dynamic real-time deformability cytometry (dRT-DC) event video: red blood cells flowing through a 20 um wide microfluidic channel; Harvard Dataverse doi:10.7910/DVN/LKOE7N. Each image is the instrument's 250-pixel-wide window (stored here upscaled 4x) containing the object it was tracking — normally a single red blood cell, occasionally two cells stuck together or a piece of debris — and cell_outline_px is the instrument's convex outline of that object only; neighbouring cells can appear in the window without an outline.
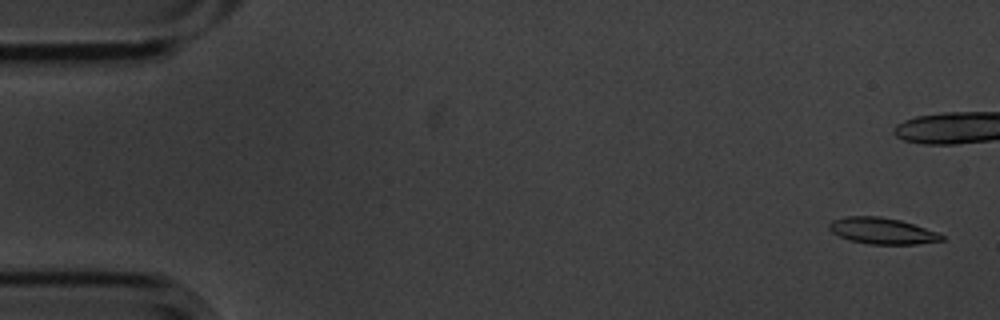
{"species": "common noctule bat (a hibernating species)", "species_latin": "Nyctalus noctula", "temperature_condition": "cold", "stored_images_in_passage": 6, "camera_frame_rate_fps": 3000, "um_per_image_px": 0.085, "animal": {"sex": "male", "body_mass_g": 20.1, "forearm_length_mm": 53.5}, "frame": {"image": 1, "passage_image": 1, "time_ms": 0.0, "image_size_px": [1000, 320], "cell_outline_px": [[944, 240], [916, 244], [868, 244], [852, 240], [840, 236], [832, 232], [828, 228], [828, 224], [832, 220], [844, 216], [880, 216], [900, 220], [936, 232], [944, 236]], "centroid_in_image_um": [74.95, 19.62], "position_along_channel_um": 10.1, "area_um2": 17.05}}